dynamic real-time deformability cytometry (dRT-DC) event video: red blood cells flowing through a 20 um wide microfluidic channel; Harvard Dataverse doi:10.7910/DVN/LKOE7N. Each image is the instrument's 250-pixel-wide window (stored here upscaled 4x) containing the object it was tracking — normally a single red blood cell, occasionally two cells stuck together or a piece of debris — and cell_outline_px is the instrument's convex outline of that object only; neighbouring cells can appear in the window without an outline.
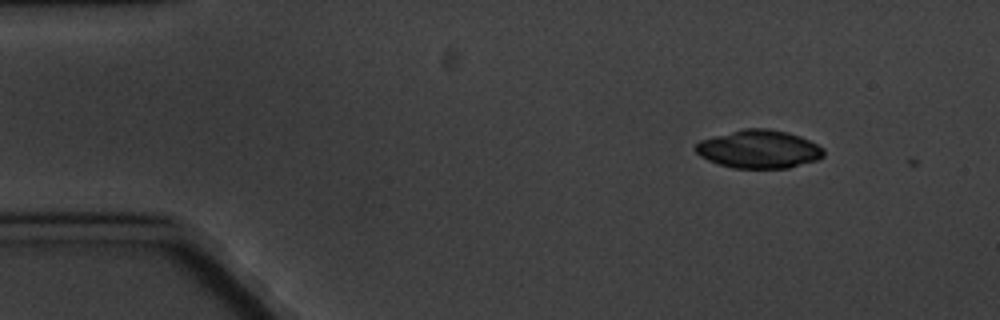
{"species": "common noctule bat (a hibernating species)", "species_latin": "Nyctalus noctula", "temperature_condition": "cold", "stored_images_in_passage": 3, "camera_frame_rate_fps": 3000, "um_per_image_px": 0.085, "animal": {"sex": "male", "body_mass_g": 20.1, "forearm_length_mm": 53.5}, "frame": {"image": 1, "passage_image": 1, "time_ms": 0.0, "image_size_px": [1000, 320], "cell_outline_px": [[824, 156], [816, 160], [788, 168], [732, 168], [708, 160], [700, 156], [692, 148], [700, 140], [744, 128], [768, 128], [788, 132], [800, 136], [824, 148]], "centroid_in_image_um": [64.5, 12.68], "position_along_channel_um": 20.5, "area_um2": 28.5}}